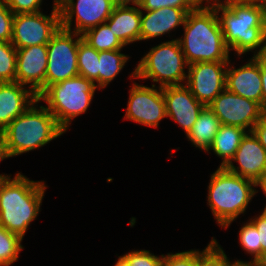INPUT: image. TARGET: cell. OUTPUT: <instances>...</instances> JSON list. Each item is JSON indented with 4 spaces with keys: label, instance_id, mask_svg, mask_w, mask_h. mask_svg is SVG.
Returning a JSON list of instances; mask_svg holds the SVG:
<instances>
[{
    "label": "cell",
    "instance_id": "6da1fadb",
    "mask_svg": "<svg viewBox=\"0 0 266 266\" xmlns=\"http://www.w3.org/2000/svg\"><path fill=\"white\" fill-rule=\"evenodd\" d=\"M214 7L229 51L237 56L252 50L253 56L266 55L265 4L235 1Z\"/></svg>",
    "mask_w": 266,
    "mask_h": 266
},
{
    "label": "cell",
    "instance_id": "7a4b0ae2",
    "mask_svg": "<svg viewBox=\"0 0 266 266\" xmlns=\"http://www.w3.org/2000/svg\"><path fill=\"white\" fill-rule=\"evenodd\" d=\"M183 27L184 37L177 39L188 64L230 60L215 7L198 4Z\"/></svg>",
    "mask_w": 266,
    "mask_h": 266
},
{
    "label": "cell",
    "instance_id": "3957f363",
    "mask_svg": "<svg viewBox=\"0 0 266 266\" xmlns=\"http://www.w3.org/2000/svg\"><path fill=\"white\" fill-rule=\"evenodd\" d=\"M47 186L33 181L21 172L0 180V226L22 239L29 224L36 220Z\"/></svg>",
    "mask_w": 266,
    "mask_h": 266
},
{
    "label": "cell",
    "instance_id": "277c9868",
    "mask_svg": "<svg viewBox=\"0 0 266 266\" xmlns=\"http://www.w3.org/2000/svg\"><path fill=\"white\" fill-rule=\"evenodd\" d=\"M39 102L35 101L3 130L8 158L39 149L65 133L45 106L38 108Z\"/></svg>",
    "mask_w": 266,
    "mask_h": 266
},
{
    "label": "cell",
    "instance_id": "5b68a950",
    "mask_svg": "<svg viewBox=\"0 0 266 266\" xmlns=\"http://www.w3.org/2000/svg\"><path fill=\"white\" fill-rule=\"evenodd\" d=\"M256 182L218 167L211 174L208 186V205L221 228H228L247 209L258 191Z\"/></svg>",
    "mask_w": 266,
    "mask_h": 266
},
{
    "label": "cell",
    "instance_id": "8992f818",
    "mask_svg": "<svg viewBox=\"0 0 266 266\" xmlns=\"http://www.w3.org/2000/svg\"><path fill=\"white\" fill-rule=\"evenodd\" d=\"M96 89V83L78 75L50 85L38 100L45 101L44 106L66 132L71 121L87 111Z\"/></svg>",
    "mask_w": 266,
    "mask_h": 266
},
{
    "label": "cell",
    "instance_id": "52a82bcc",
    "mask_svg": "<svg viewBox=\"0 0 266 266\" xmlns=\"http://www.w3.org/2000/svg\"><path fill=\"white\" fill-rule=\"evenodd\" d=\"M189 64L181 50L178 39L162 42L150 49L132 72L131 79H151L158 87L184 85ZM185 82V83H182Z\"/></svg>",
    "mask_w": 266,
    "mask_h": 266
},
{
    "label": "cell",
    "instance_id": "ba28073f",
    "mask_svg": "<svg viewBox=\"0 0 266 266\" xmlns=\"http://www.w3.org/2000/svg\"><path fill=\"white\" fill-rule=\"evenodd\" d=\"M81 39L82 35L62 27L52 36L47 44L45 90L52 84L79 75L77 53Z\"/></svg>",
    "mask_w": 266,
    "mask_h": 266
},
{
    "label": "cell",
    "instance_id": "9c48e42d",
    "mask_svg": "<svg viewBox=\"0 0 266 266\" xmlns=\"http://www.w3.org/2000/svg\"><path fill=\"white\" fill-rule=\"evenodd\" d=\"M60 27V10L55 7L50 15L42 12L14 14L11 43L16 49L48 44Z\"/></svg>",
    "mask_w": 266,
    "mask_h": 266
},
{
    "label": "cell",
    "instance_id": "30bf717a",
    "mask_svg": "<svg viewBox=\"0 0 266 266\" xmlns=\"http://www.w3.org/2000/svg\"><path fill=\"white\" fill-rule=\"evenodd\" d=\"M208 106L221 125L241 127L248 132L266 114L259 103L226 88Z\"/></svg>",
    "mask_w": 266,
    "mask_h": 266
},
{
    "label": "cell",
    "instance_id": "8fae6325",
    "mask_svg": "<svg viewBox=\"0 0 266 266\" xmlns=\"http://www.w3.org/2000/svg\"><path fill=\"white\" fill-rule=\"evenodd\" d=\"M128 99L126 120L157 128L160 121L167 117L162 88L156 85L152 84L151 88L134 82Z\"/></svg>",
    "mask_w": 266,
    "mask_h": 266
},
{
    "label": "cell",
    "instance_id": "7c38bea8",
    "mask_svg": "<svg viewBox=\"0 0 266 266\" xmlns=\"http://www.w3.org/2000/svg\"><path fill=\"white\" fill-rule=\"evenodd\" d=\"M116 5L115 0H68L59 8L61 27L82 35L105 23ZM74 16L75 27L71 29Z\"/></svg>",
    "mask_w": 266,
    "mask_h": 266
},
{
    "label": "cell",
    "instance_id": "4fadbf2b",
    "mask_svg": "<svg viewBox=\"0 0 266 266\" xmlns=\"http://www.w3.org/2000/svg\"><path fill=\"white\" fill-rule=\"evenodd\" d=\"M229 61L189 64L186 86L194 97L208 106L225 88Z\"/></svg>",
    "mask_w": 266,
    "mask_h": 266
},
{
    "label": "cell",
    "instance_id": "5bb4252c",
    "mask_svg": "<svg viewBox=\"0 0 266 266\" xmlns=\"http://www.w3.org/2000/svg\"><path fill=\"white\" fill-rule=\"evenodd\" d=\"M47 44L17 49L15 82L28 86L39 97L45 91Z\"/></svg>",
    "mask_w": 266,
    "mask_h": 266
},
{
    "label": "cell",
    "instance_id": "9a60e30c",
    "mask_svg": "<svg viewBox=\"0 0 266 266\" xmlns=\"http://www.w3.org/2000/svg\"><path fill=\"white\" fill-rule=\"evenodd\" d=\"M238 162L239 167L233 165ZM225 168L241 177L257 182L266 177V150L252 131L242 137L235 155Z\"/></svg>",
    "mask_w": 266,
    "mask_h": 266
},
{
    "label": "cell",
    "instance_id": "2e32d148",
    "mask_svg": "<svg viewBox=\"0 0 266 266\" xmlns=\"http://www.w3.org/2000/svg\"><path fill=\"white\" fill-rule=\"evenodd\" d=\"M166 102V115L187 133L192 129L205 105L199 102L186 85L162 88Z\"/></svg>",
    "mask_w": 266,
    "mask_h": 266
},
{
    "label": "cell",
    "instance_id": "e0dca14e",
    "mask_svg": "<svg viewBox=\"0 0 266 266\" xmlns=\"http://www.w3.org/2000/svg\"><path fill=\"white\" fill-rule=\"evenodd\" d=\"M230 62L226 71V89L259 103L263 108L260 56H253L237 69L234 65L229 66Z\"/></svg>",
    "mask_w": 266,
    "mask_h": 266
},
{
    "label": "cell",
    "instance_id": "ac0fdd59",
    "mask_svg": "<svg viewBox=\"0 0 266 266\" xmlns=\"http://www.w3.org/2000/svg\"><path fill=\"white\" fill-rule=\"evenodd\" d=\"M193 9L163 7L145 12L141 10L140 41L169 34L179 26H183L187 13Z\"/></svg>",
    "mask_w": 266,
    "mask_h": 266
},
{
    "label": "cell",
    "instance_id": "d6986e66",
    "mask_svg": "<svg viewBox=\"0 0 266 266\" xmlns=\"http://www.w3.org/2000/svg\"><path fill=\"white\" fill-rule=\"evenodd\" d=\"M25 88L18 82L0 83V131L38 100L30 88Z\"/></svg>",
    "mask_w": 266,
    "mask_h": 266
},
{
    "label": "cell",
    "instance_id": "ffe728a7",
    "mask_svg": "<svg viewBox=\"0 0 266 266\" xmlns=\"http://www.w3.org/2000/svg\"><path fill=\"white\" fill-rule=\"evenodd\" d=\"M105 23L125 46L140 41L141 9L139 6L117 4Z\"/></svg>",
    "mask_w": 266,
    "mask_h": 266
},
{
    "label": "cell",
    "instance_id": "44dd1931",
    "mask_svg": "<svg viewBox=\"0 0 266 266\" xmlns=\"http://www.w3.org/2000/svg\"><path fill=\"white\" fill-rule=\"evenodd\" d=\"M220 126L218 117L209 106H205L186 137L196 148L207 152Z\"/></svg>",
    "mask_w": 266,
    "mask_h": 266
},
{
    "label": "cell",
    "instance_id": "7402d4cb",
    "mask_svg": "<svg viewBox=\"0 0 266 266\" xmlns=\"http://www.w3.org/2000/svg\"><path fill=\"white\" fill-rule=\"evenodd\" d=\"M246 132L241 127L221 125L207 153L213 150L216 156L222 158L220 167H225L235 155Z\"/></svg>",
    "mask_w": 266,
    "mask_h": 266
},
{
    "label": "cell",
    "instance_id": "603a6c76",
    "mask_svg": "<svg viewBox=\"0 0 266 266\" xmlns=\"http://www.w3.org/2000/svg\"><path fill=\"white\" fill-rule=\"evenodd\" d=\"M128 60V55L121 53V49L99 52V88L107 87L121 72Z\"/></svg>",
    "mask_w": 266,
    "mask_h": 266
},
{
    "label": "cell",
    "instance_id": "cb8c5ba5",
    "mask_svg": "<svg viewBox=\"0 0 266 266\" xmlns=\"http://www.w3.org/2000/svg\"><path fill=\"white\" fill-rule=\"evenodd\" d=\"M82 39L98 52L123 49L125 45L106 23L99 24L82 34Z\"/></svg>",
    "mask_w": 266,
    "mask_h": 266
},
{
    "label": "cell",
    "instance_id": "d4e9b609",
    "mask_svg": "<svg viewBox=\"0 0 266 266\" xmlns=\"http://www.w3.org/2000/svg\"><path fill=\"white\" fill-rule=\"evenodd\" d=\"M99 52L91 47L83 39L79 41L77 62L79 75L92 82H96L99 88V71H98Z\"/></svg>",
    "mask_w": 266,
    "mask_h": 266
},
{
    "label": "cell",
    "instance_id": "484cf974",
    "mask_svg": "<svg viewBox=\"0 0 266 266\" xmlns=\"http://www.w3.org/2000/svg\"><path fill=\"white\" fill-rule=\"evenodd\" d=\"M22 238L0 226V266H10L23 250Z\"/></svg>",
    "mask_w": 266,
    "mask_h": 266
},
{
    "label": "cell",
    "instance_id": "4316f807",
    "mask_svg": "<svg viewBox=\"0 0 266 266\" xmlns=\"http://www.w3.org/2000/svg\"><path fill=\"white\" fill-rule=\"evenodd\" d=\"M245 224V225H244ZM239 231V242L242 248L251 256L253 260H236L240 265H255L261 258V244L259 243L258 231L251 221L244 223Z\"/></svg>",
    "mask_w": 266,
    "mask_h": 266
},
{
    "label": "cell",
    "instance_id": "83f0119b",
    "mask_svg": "<svg viewBox=\"0 0 266 266\" xmlns=\"http://www.w3.org/2000/svg\"><path fill=\"white\" fill-rule=\"evenodd\" d=\"M17 49L11 42L0 41V83L15 82Z\"/></svg>",
    "mask_w": 266,
    "mask_h": 266
},
{
    "label": "cell",
    "instance_id": "f1b7e54d",
    "mask_svg": "<svg viewBox=\"0 0 266 266\" xmlns=\"http://www.w3.org/2000/svg\"><path fill=\"white\" fill-rule=\"evenodd\" d=\"M235 261L231 263L225 254L223 248L218 244L217 240L212 238L208 246L199 251V266H239Z\"/></svg>",
    "mask_w": 266,
    "mask_h": 266
},
{
    "label": "cell",
    "instance_id": "f546056e",
    "mask_svg": "<svg viewBox=\"0 0 266 266\" xmlns=\"http://www.w3.org/2000/svg\"><path fill=\"white\" fill-rule=\"evenodd\" d=\"M162 266H199V250L164 255Z\"/></svg>",
    "mask_w": 266,
    "mask_h": 266
},
{
    "label": "cell",
    "instance_id": "4dcf8cb0",
    "mask_svg": "<svg viewBox=\"0 0 266 266\" xmlns=\"http://www.w3.org/2000/svg\"><path fill=\"white\" fill-rule=\"evenodd\" d=\"M131 266H162L164 255L160 257L149 250H136L123 255Z\"/></svg>",
    "mask_w": 266,
    "mask_h": 266
},
{
    "label": "cell",
    "instance_id": "1f68e13d",
    "mask_svg": "<svg viewBox=\"0 0 266 266\" xmlns=\"http://www.w3.org/2000/svg\"><path fill=\"white\" fill-rule=\"evenodd\" d=\"M198 4V0H143L139 7L144 11H152L163 7L195 8Z\"/></svg>",
    "mask_w": 266,
    "mask_h": 266
},
{
    "label": "cell",
    "instance_id": "d6a6232c",
    "mask_svg": "<svg viewBox=\"0 0 266 266\" xmlns=\"http://www.w3.org/2000/svg\"><path fill=\"white\" fill-rule=\"evenodd\" d=\"M14 13L0 0V41L11 42Z\"/></svg>",
    "mask_w": 266,
    "mask_h": 266
},
{
    "label": "cell",
    "instance_id": "836d02e7",
    "mask_svg": "<svg viewBox=\"0 0 266 266\" xmlns=\"http://www.w3.org/2000/svg\"><path fill=\"white\" fill-rule=\"evenodd\" d=\"M14 14L41 12L42 0H3Z\"/></svg>",
    "mask_w": 266,
    "mask_h": 266
},
{
    "label": "cell",
    "instance_id": "e575fe53",
    "mask_svg": "<svg viewBox=\"0 0 266 266\" xmlns=\"http://www.w3.org/2000/svg\"><path fill=\"white\" fill-rule=\"evenodd\" d=\"M258 231L259 243L261 244V257L266 253V212H261V215L249 219Z\"/></svg>",
    "mask_w": 266,
    "mask_h": 266
},
{
    "label": "cell",
    "instance_id": "d590c367",
    "mask_svg": "<svg viewBox=\"0 0 266 266\" xmlns=\"http://www.w3.org/2000/svg\"><path fill=\"white\" fill-rule=\"evenodd\" d=\"M252 132L266 150V114L255 124Z\"/></svg>",
    "mask_w": 266,
    "mask_h": 266
},
{
    "label": "cell",
    "instance_id": "8d00e7d4",
    "mask_svg": "<svg viewBox=\"0 0 266 266\" xmlns=\"http://www.w3.org/2000/svg\"><path fill=\"white\" fill-rule=\"evenodd\" d=\"M262 94H263V110L266 113V55L260 56Z\"/></svg>",
    "mask_w": 266,
    "mask_h": 266
},
{
    "label": "cell",
    "instance_id": "74e56055",
    "mask_svg": "<svg viewBox=\"0 0 266 266\" xmlns=\"http://www.w3.org/2000/svg\"><path fill=\"white\" fill-rule=\"evenodd\" d=\"M199 1V4H202L204 2H207V6H216V5H225L226 3H229V2H235V1H240V0H198ZM213 1V2H212Z\"/></svg>",
    "mask_w": 266,
    "mask_h": 266
},
{
    "label": "cell",
    "instance_id": "f35d334b",
    "mask_svg": "<svg viewBox=\"0 0 266 266\" xmlns=\"http://www.w3.org/2000/svg\"><path fill=\"white\" fill-rule=\"evenodd\" d=\"M8 158L6 151H5V144H4V135L3 131H0V161Z\"/></svg>",
    "mask_w": 266,
    "mask_h": 266
},
{
    "label": "cell",
    "instance_id": "ab89813d",
    "mask_svg": "<svg viewBox=\"0 0 266 266\" xmlns=\"http://www.w3.org/2000/svg\"><path fill=\"white\" fill-rule=\"evenodd\" d=\"M116 1V4L118 5H130L132 3V5L134 6H139L140 3L143 1V0H115Z\"/></svg>",
    "mask_w": 266,
    "mask_h": 266
},
{
    "label": "cell",
    "instance_id": "60d3db41",
    "mask_svg": "<svg viewBox=\"0 0 266 266\" xmlns=\"http://www.w3.org/2000/svg\"><path fill=\"white\" fill-rule=\"evenodd\" d=\"M261 187V189L264 192V195L266 196V177L256 182V187ZM266 212V206L264 207V210Z\"/></svg>",
    "mask_w": 266,
    "mask_h": 266
},
{
    "label": "cell",
    "instance_id": "b9f144b4",
    "mask_svg": "<svg viewBox=\"0 0 266 266\" xmlns=\"http://www.w3.org/2000/svg\"><path fill=\"white\" fill-rule=\"evenodd\" d=\"M114 266H131L124 256H118V261Z\"/></svg>",
    "mask_w": 266,
    "mask_h": 266
},
{
    "label": "cell",
    "instance_id": "7bdbcfd3",
    "mask_svg": "<svg viewBox=\"0 0 266 266\" xmlns=\"http://www.w3.org/2000/svg\"><path fill=\"white\" fill-rule=\"evenodd\" d=\"M254 266H266V253L262 255Z\"/></svg>",
    "mask_w": 266,
    "mask_h": 266
},
{
    "label": "cell",
    "instance_id": "ee69618b",
    "mask_svg": "<svg viewBox=\"0 0 266 266\" xmlns=\"http://www.w3.org/2000/svg\"><path fill=\"white\" fill-rule=\"evenodd\" d=\"M68 0H54L53 1V7L55 8H60L65 2H67Z\"/></svg>",
    "mask_w": 266,
    "mask_h": 266
},
{
    "label": "cell",
    "instance_id": "f6af8a7d",
    "mask_svg": "<svg viewBox=\"0 0 266 266\" xmlns=\"http://www.w3.org/2000/svg\"><path fill=\"white\" fill-rule=\"evenodd\" d=\"M242 2L260 3L266 5V0H240Z\"/></svg>",
    "mask_w": 266,
    "mask_h": 266
},
{
    "label": "cell",
    "instance_id": "bcb514c9",
    "mask_svg": "<svg viewBox=\"0 0 266 266\" xmlns=\"http://www.w3.org/2000/svg\"><path fill=\"white\" fill-rule=\"evenodd\" d=\"M3 176H5V174H0V180H1V178H2Z\"/></svg>",
    "mask_w": 266,
    "mask_h": 266
}]
</instances>
